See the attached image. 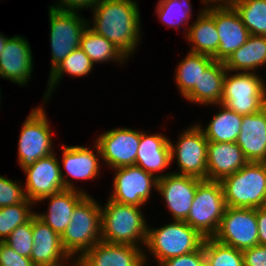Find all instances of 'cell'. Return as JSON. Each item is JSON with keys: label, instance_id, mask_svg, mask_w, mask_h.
Here are the masks:
<instances>
[{"label": "cell", "instance_id": "obj_1", "mask_svg": "<svg viewBox=\"0 0 266 266\" xmlns=\"http://www.w3.org/2000/svg\"><path fill=\"white\" fill-rule=\"evenodd\" d=\"M137 3V0H100L91 11V21H87L90 29L112 42L128 59L142 42Z\"/></svg>", "mask_w": 266, "mask_h": 266}, {"label": "cell", "instance_id": "obj_2", "mask_svg": "<svg viewBox=\"0 0 266 266\" xmlns=\"http://www.w3.org/2000/svg\"><path fill=\"white\" fill-rule=\"evenodd\" d=\"M204 239L185 221L172 220L158 228H152L148 224L144 245L146 265H149L152 256L154 257L152 261L159 266L165 260L196 251L202 246Z\"/></svg>", "mask_w": 266, "mask_h": 266}, {"label": "cell", "instance_id": "obj_3", "mask_svg": "<svg viewBox=\"0 0 266 266\" xmlns=\"http://www.w3.org/2000/svg\"><path fill=\"white\" fill-rule=\"evenodd\" d=\"M139 206L107 199L101 205V241L144 247L148 222Z\"/></svg>", "mask_w": 266, "mask_h": 266}, {"label": "cell", "instance_id": "obj_4", "mask_svg": "<svg viewBox=\"0 0 266 266\" xmlns=\"http://www.w3.org/2000/svg\"><path fill=\"white\" fill-rule=\"evenodd\" d=\"M87 195L72 213L71 222L61 236L64 250L71 258H80L101 241V204Z\"/></svg>", "mask_w": 266, "mask_h": 266}, {"label": "cell", "instance_id": "obj_5", "mask_svg": "<svg viewBox=\"0 0 266 266\" xmlns=\"http://www.w3.org/2000/svg\"><path fill=\"white\" fill-rule=\"evenodd\" d=\"M226 207L260 208L266 206V162H248L221 181Z\"/></svg>", "mask_w": 266, "mask_h": 266}, {"label": "cell", "instance_id": "obj_6", "mask_svg": "<svg viewBox=\"0 0 266 266\" xmlns=\"http://www.w3.org/2000/svg\"><path fill=\"white\" fill-rule=\"evenodd\" d=\"M265 82L257 72L227 71L220 103L242 116L258 113L266 107Z\"/></svg>", "mask_w": 266, "mask_h": 266}, {"label": "cell", "instance_id": "obj_7", "mask_svg": "<svg viewBox=\"0 0 266 266\" xmlns=\"http://www.w3.org/2000/svg\"><path fill=\"white\" fill-rule=\"evenodd\" d=\"M31 109L21 125L17 143V162L24 169L33 165L38 159L55 152L52 131L44 105Z\"/></svg>", "mask_w": 266, "mask_h": 266}, {"label": "cell", "instance_id": "obj_8", "mask_svg": "<svg viewBox=\"0 0 266 266\" xmlns=\"http://www.w3.org/2000/svg\"><path fill=\"white\" fill-rule=\"evenodd\" d=\"M226 209L220 181L202 180L197 187L190 212L185 222L204 238L213 237Z\"/></svg>", "mask_w": 266, "mask_h": 266}, {"label": "cell", "instance_id": "obj_9", "mask_svg": "<svg viewBox=\"0 0 266 266\" xmlns=\"http://www.w3.org/2000/svg\"><path fill=\"white\" fill-rule=\"evenodd\" d=\"M179 134L175 144L169 138L171 165L178 166L171 172L207 180L208 140L203 131L195 122Z\"/></svg>", "mask_w": 266, "mask_h": 266}, {"label": "cell", "instance_id": "obj_10", "mask_svg": "<svg viewBox=\"0 0 266 266\" xmlns=\"http://www.w3.org/2000/svg\"><path fill=\"white\" fill-rule=\"evenodd\" d=\"M51 72L74 49L80 47L81 36L88 26V20L78 12L58 11L48 8Z\"/></svg>", "mask_w": 266, "mask_h": 266}, {"label": "cell", "instance_id": "obj_11", "mask_svg": "<svg viewBox=\"0 0 266 266\" xmlns=\"http://www.w3.org/2000/svg\"><path fill=\"white\" fill-rule=\"evenodd\" d=\"M94 146H80L62 144V157L59 160L61 178L65 189L81 191L88 195V191L76 186L75 180H95L101 172L102 157L97 143ZM93 149V150H91ZM96 153V154H95ZM62 164V165H61ZM65 170V172H63ZM65 173V174H64ZM69 177L71 179H69ZM73 180V181H72Z\"/></svg>", "mask_w": 266, "mask_h": 266}, {"label": "cell", "instance_id": "obj_12", "mask_svg": "<svg viewBox=\"0 0 266 266\" xmlns=\"http://www.w3.org/2000/svg\"><path fill=\"white\" fill-rule=\"evenodd\" d=\"M112 170L114 177L110 200L139 207H144L150 202L153 189L157 190L158 179L154 175L136 165Z\"/></svg>", "mask_w": 266, "mask_h": 266}, {"label": "cell", "instance_id": "obj_13", "mask_svg": "<svg viewBox=\"0 0 266 266\" xmlns=\"http://www.w3.org/2000/svg\"><path fill=\"white\" fill-rule=\"evenodd\" d=\"M213 238L240 251L259 245L256 209L226 207Z\"/></svg>", "mask_w": 266, "mask_h": 266}, {"label": "cell", "instance_id": "obj_14", "mask_svg": "<svg viewBox=\"0 0 266 266\" xmlns=\"http://www.w3.org/2000/svg\"><path fill=\"white\" fill-rule=\"evenodd\" d=\"M97 136L95 142L100 148L103 165L111 169L135 165L141 130L118 127Z\"/></svg>", "mask_w": 266, "mask_h": 266}, {"label": "cell", "instance_id": "obj_15", "mask_svg": "<svg viewBox=\"0 0 266 266\" xmlns=\"http://www.w3.org/2000/svg\"><path fill=\"white\" fill-rule=\"evenodd\" d=\"M54 152L38 159L33 165L23 169L25 182L23 183L26 198L36 203L54 193L65 189L61 173L59 157Z\"/></svg>", "mask_w": 266, "mask_h": 266}, {"label": "cell", "instance_id": "obj_16", "mask_svg": "<svg viewBox=\"0 0 266 266\" xmlns=\"http://www.w3.org/2000/svg\"><path fill=\"white\" fill-rule=\"evenodd\" d=\"M201 181L199 178L174 172L158 179L156 192L162 196L172 220H186Z\"/></svg>", "mask_w": 266, "mask_h": 266}, {"label": "cell", "instance_id": "obj_17", "mask_svg": "<svg viewBox=\"0 0 266 266\" xmlns=\"http://www.w3.org/2000/svg\"><path fill=\"white\" fill-rule=\"evenodd\" d=\"M32 55L26 37L16 34L9 37L0 54V77L18 84L19 87L29 84L34 71Z\"/></svg>", "mask_w": 266, "mask_h": 266}, {"label": "cell", "instance_id": "obj_18", "mask_svg": "<svg viewBox=\"0 0 266 266\" xmlns=\"http://www.w3.org/2000/svg\"><path fill=\"white\" fill-rule=\"evenodd\" d=\"M215 25L219 47L214 61L225 62L249 38L250 33L233 6L215 7Z\"/></svg>", "mask_w": 266, "mask_h": 266}, {"label": "cell", "instance_id": "obj_19", "mask_svg": "<svg viewBox=\"0 0 266 266\" xmlns=\"http://www.w3.org/2000/svg\"><path fill=\"white\" fill-rule=\"evenodd\" d=\"M86 266H147L144 247L97 242L79 258Z\"/></svg>", "mask_w": 266, "mask_h": 266}, {"label": "cell", "instance_id": "obj_20", "mask_svg": "<svg viewBox=\"0 0 266 266\" xmlns=\"http://www.w3.org/2000/svg\"><path fill=\"white\" fill-rule=\"evenodd\" d=\"M33 248L30 259L35 266H57L71 257L64 250L61 236L33 215L32 225Z\"/></svg>", "mask_w": 266, "mask_h": 266}, {"label": "cell", "instance_id": "obj_21", "mask_svg": "<svg viewBox=\"0 0 266 266\" xmlns=\"http://www.w3.org/2000/svg\"><path fill=\"white\" fill-rule=\"evenodd\" d=\"M146 132L141 130L135 165L159 179L171 173H162L171 166L170 139L160 132Z\"/></svg>", "mask_w": 266, "mask_h": 266}, {"label": "cell", "instance_id": "obj_22", "mask_svg": "<svg viewBox=\"0 0 266 266\" xmlns=\"http://www.w3.org/2000/svg\"><path fill=\"white\" fill-rule=\"evenodd\" d=\"M87 196L86 193L72 189H63L40 199L36 204L47 201L46 212H35L36 216L62 236L71 222L74 208ZM49 200V201H48Z\"/></svg>", "mask_w": 266, "mask_h": 266}, {"label": "cell", "instance_id": "obj_23", "mask_svg": "<svg viewBox=\"0 0 266 266\" xmlns=\"http://www.w3.org/2000/svg\"><path fill=\"white\" fill-rule=\"evenodd\" d=\"M248 163L236 142H209L207 180L222 181Z\"/></svg>", "mask_w": 266, "mask_h": 266}, {"label": "cell", "instance_id": "obj_24", "mask_svg": "<svg viewBox=\"0 0 266 266\" xmlns=\"http://www.w3.org/2000/svg\"><path fill=\"white\" fill-rule=\"evenodd\" d=\"M236 143L248 162H266V107L243 115Z\"/></svg>", "mask_w": 266, "mask_h": 266}, {"label": "cell", "instance_id": "obj_25", "mask_svg": "<svg viewBox=\"0 0 266 266\" xmlns=\"http://www.w3.org/2000/svg\"><path fill=\"white\" fill-rule=\"evenodd\" d=\"M203 8V9H202ZM191 22L185 40L189 51L214 57L219 47V33L215 25V7H202Z\"/></svg>", "mask_w": 266, "mask_h": 266}, {"label": "cell", "instance_id": "obj_26", "mask_svg": "<svg viewBox=\"0 0 266 266\" xmlns=\"http://www.w3.org/2000/svg\"><path fill=\"white\" fill-rule=\"evenodd\" d=\"M226 72L224 62L213 61L201 74L198 84H195L184 99L195 105L216 106L223 96Z\"/></svg>", "mask_w": 266, "mask_h": 266}, {"label": "cell", "instance_id": "obj_27", "mask_svg": "<svg viewBox=\"0 0 266 266\" xmlns=\"http://www.w3.org/2000/svg\"><path fill=\"white\" fill-rule=\"evenodd\" d=\"M227 71L255 72L266 67V36L250 35L224 62Z\"/></svg>", "mask_w": 266, "mask_h": 266}, {"label": "cell", "instance_id": "obj_28", "mask_svg": "<svg viewBox=\"0 0 266 266\" xmlns=\"http://www.w3.org/2000/svg\"><path fill=\"white\" fill-rule=\"evenodd\" d=\"M217 113L209 120L207 126L196 123L209 142H236L242 125V115L217 104ZM220 107V108H219Z\"/></svg>", "mask_w": 266, "mask_h": 266}, {"label": "cell", "instance_id": "obj_29", "mask_svg": "<svg viewBox=\"0 0 266 266\" xmlns=\"http://www.w3.org/2000/svg\"><path fill=\"white\" fill-rule=\"evenodd\" d=\"M94 64L86 53L79 47L74 49L55 69L49 74L47 83V90L44 93L43 100L50 101L52 94L55 92L56 87L59 85L63 76L69 77H84L92 72ZM55 88V89H54Z\"/></svg>", "mask_w": 266, "mask_h": 266}, {"label": "cell", "instance_id": "obj_30", "mask_svg": "<svg viewBox=\"0 0 266 266\" xmlns=\"http://www.w3.org/2000/svg\"><path fill=\"white\" fill-rule=\"evenodd\" d=\"M80 48L90 58L92 63L103 64L115 62L118 65L127 63L128 58L119 49L102 35L95 33L88 26L81 36Z\"/></svg>", "mask_w": 266, "mask_h": 266}, {"label": "cell", "instance_id": "obj_31", "mask_svg": "<svg viewBox=\"0 0 266 266\" xmlns=\"http://www.w3.org/2000/svg\"><path fill=\"white\" fill-rule=\"evenodd\" d=\"M214 61L207 55L191 52L180 60L175 67L174 82L178 93L184 97L194 86L198 84L201 74Z\"/></svg>", "mask_w": 266, "mask_h": 266}, {"label": "cell", "instance_id": "obj_32", "mask_svg": "<svg viewBox=\"0 0 266 266\" xmlns=\"http://www.w3.org/2000/svg\"><path fill=\"white\" fill-rule=\"evenodd\" d=\"M155 13L158 19L167 28L180 29L183 27L184 37L187 35L189 20L193 18V7L190 0H157ZM185 24V26H183ZM187 24V25H186Z\"/></svg>", "mask_w": 266, "mask_h": 266}, {"label": "cell", "instance_id": "obj_33", "mask_svg": "<svg viewBox=\"0 0 266 266\" xmlns=\"http://www.w3.org/2000/svg\"><path fill=\"white\" fill-rule=\"evenodd\" d=\"M233 7L250 35L266 36V0H235Z\"/></svg>", "mask_w": 266, "mask_h": 266}, {"label": "cell", "instance_id": "obj_34", "mask_svg": "<svg viewBox=\"0 0 266 266\" xmlns=\"http://www.w3.org/2000/svg\"><path fill=\"white\" fill-rule=\"evenodd\" d=\"M202 245L207 266H244L242 251L213 237L205 238Z\"/></svg>", "mask_w": 266, "mask_h": 266}, {"label": "cell", "instance_id": "obj_35", "mask_svg": "<svg viewBox=\"0 0 266 266\" xmlns=\"http://www.w3.org/2000/svg\"><path fill=\"white\" fill-rule=\"evenodd\" d=\"M35 204L27 198L21 204L0 208V241H5L11 232L27 222L34 214Z\"/></svg>", "mask_w": 266, "mask_h": 266}, {"label": "cell", "instance_id": "obj_36", "mask_svg": "<svg viewBox=\"0 0 266 266\" xmlns=\"http://www.w3.org/2000/svg\"><path fill=\"white\" fill-rule=\"evenodd\" d=\"M33 216L25 223L18 225L4 241L23 257L30 258L33 248Z\"/></svg>", "mask_w": 266, "mask_h": 266}, {"label": "cell", "instance_id": "obj_37", "mask_svg": "<svg viewBox=\"0 0 266 266\" xmlns=\"http://www.w3.org/2000/svg\"><path fill=\"white\" fill-rule=\"evenodd\" d=\"M26 199L24 186L19 179L12 180L0 175V208L21 204Z\"/></svg>", "mask_w": 266, "mask_h": 266}, {"label": "cell", "instance_id": "obj_38", "mask_svg": "<svg viewBox=\"0 0 266 266\" xmlns=\"http://www.w3.org/2000/svg\"><path fill=\"white\" fill-rule=\"evenodd\" d=\"M159 266H207L203 245L196 251L165 260Z\"/></svg>", "mask_w": 266, "mask_h": 266}, {"label": "cell", "instance_id": "obj_39", "mask_svg": "<svg viewBox=\"0 0 266 266\" xmlns=\"http://www.w3.org/2000/svg\"><path fill=\"white\" fill-rule=\"evenodd\" d=\"M0 266H35L30 258L14 251L4 241H0Z\"/></svg>", "mask_w": 266, "mask_h": 266}, {"label": "cell", "instance_id": "obj_40", "mask_svg": "<svg viewBox=\"0 0 266 266\" xmlns=\"http://www.w3.org/2000/svg\"><path fill=\"white\" fill-rule=\"evenodd\" d=\"M100 0H56L55 4H52L51 9L58 11H69V12H79L80 10L89 9L92 10L93 7Z\"/></svg>", "mask_w": 266, "mask_h": 266}, {"label": "cell", "instance_id": "obj_41", "mask_svg": "<svg viewBox=\"0 0 266 266\" xmlns=\"http://www.w3.org/2000/svg\"><path fill=\"white\" fill-rule=\"evenodd\" d=\"M244 266H266V246L255 245L243 250Z\"/></svg>", "mask_w": 266, "mask_h": 266}, {"label": "cell", "instance_id": "obj_42", "mask_svg": "<svg viewBox=\"0 0 266 266\" xmlns=\"http://www.w3.org/2000/svg\"><path fill=\"white\" fill-rule=\"evenodd\" d=\"M259 245L266 246V206L256 208Z\"/></svg>", "mask_w": 266, "mask_h": 266}, {"label": "cell", "instance_id": "obj_43", "mask_svg": "<svg viewBox=\"0 0 266 266\" xmlns=\"http://www.w3.org/2000/svg\"><path fill=\"white\" fill-rule=\"evenodd\" d=\"M205 8L233 6L235 0H200Z\"/></svg>", "mask_w": 266, "mask_h": 266}, {"label": "cell", "instance_id": "obj_44", "mask_svg": "<svg viewBox=\"0 0 266 266\" xmlns=\"http://www.w3.org/2000/svg\"><path fill=\"white\" fill-rule=\"evenodd\" d=\"M8 38L9 37H7L6 35L0 33V54L4 50Z\"/></svg>", "mask_w": 266, "mask_h": 266}, {"label": "cell", "instance_id": "obj_45", "mask_svg": "<svg viewBox=\"0 0 266 266\" xmlns=\"http://www.w3.org/2000/svg\"><path fill=\"white\" fill-rule=\"evenodd\" d=\"M57 266H74V258H71L69 261H66L60 265Z\"/></svg>", "mask_w": 266, "mask_h": 266}, {"label": "cell", "instance_id": "obj_46", "mask_svg": "<svg viewBox=\"0 0 266 266\" xmlns=\"http://www.w3.org/2000/svg\"><path fill=\"white\" fill-rule=\"evenodd\" d=\"M74 266H86V265L79 258H75Z\"/></svg>", "mask_w": 266, "mask_h": 266}, {"label": "cell", "instance_id": "obj_47", "mask_svg": "<svg viewBox=\"0 0 266 266\" xmlns=\"http://www.w3.org/2000/svg\"><path fill=\"white\" fill-rule=\"evenodd\" d=\"M1 93H2V92H1V87H0V101H1V97H2ZM0 104H1V102H0Z\"/></svg>", "mask_w": 266, "mask_h": 266}]
</instances>
